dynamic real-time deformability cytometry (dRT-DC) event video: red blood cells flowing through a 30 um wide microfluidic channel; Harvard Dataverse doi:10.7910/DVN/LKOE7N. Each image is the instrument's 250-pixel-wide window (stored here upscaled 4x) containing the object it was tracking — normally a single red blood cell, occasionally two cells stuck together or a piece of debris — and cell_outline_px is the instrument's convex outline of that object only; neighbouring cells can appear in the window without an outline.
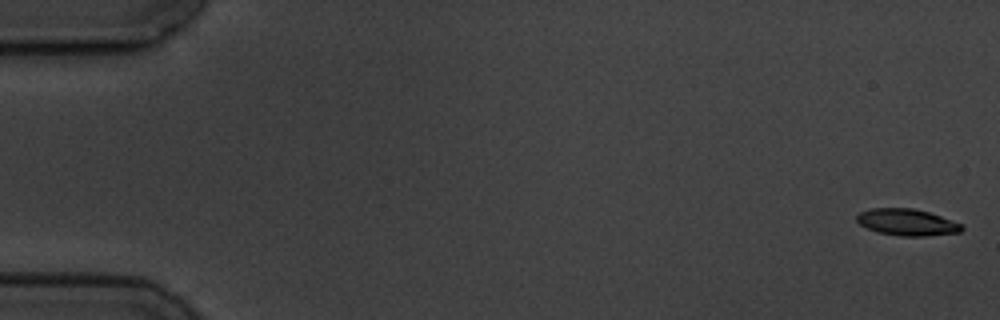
{"species": "common noctule bat (a hibernating species)", "species_latin": "Nyctalus noctula", "temperature_condition": "cold", "stored_images_in_passage": 6, "camera_frame_rate_fps": 3000, "um_per_image_px": 0.085, "animal": {"sex": "male", "body_mass_g": 19.5, "forearm_length_mm": 54.6}, "frame": {"image": 1, "passage_image": 1, "time_ms": 0.0, "image_size_px": [1000, 320], "cell_outline_px": [[964, 228], [960, 232], [928, 236], [900, 236], [880, 232], [868, 228], [860, 224], [856, 220], [856, 216], [860, 212], [872, 208], [912, 208], [928, 212], [940, 216], [960, 224]], "centroid_in_image_um": [77.08, 18.89], "position_along_channel_um": 7.9, "area_um2": 16.07}}
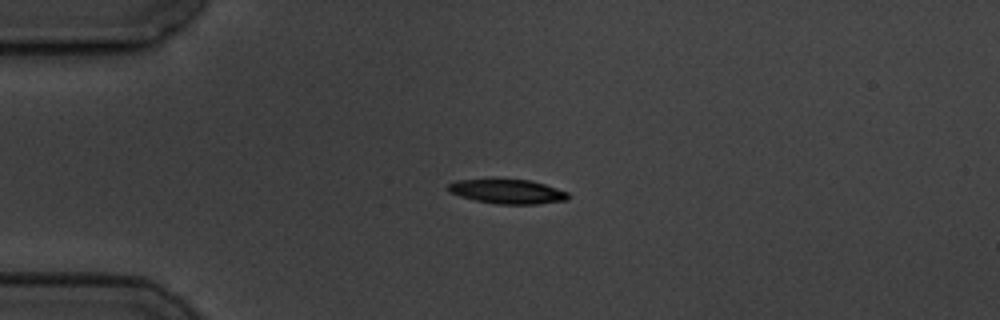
{"frame": {"image": 2, "passage_image": 4, "time_ms": 4.333, "image_size_px": [1000, 320], "cell_outline_px": [[568, 200], [536, 204], [496, 204], [476, 200], [460, 196], [448, 192], [448, 184], [456, 180], [492, 176], [532, 180], [568, 192]], "centroid_in_image_um": [43.06, 16.22], "position_along_channel_um": 41.9, "area_um2": 17.92}}
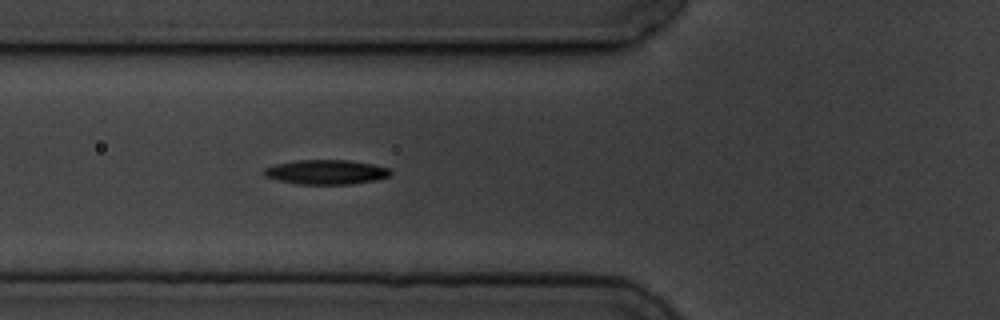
{"frame": {"image": 3, "passage_image": 6, "time_ms": 6.667, "image_size_px": [1000, 320], "cell_outline_px": [[392, 176], [376, 180], [352, 184], [300, 184], [280, 180], [264, 176], [264, 168], [276, 164], [296, 160], [348, 160], [372, 164], [392, 168]], "centroid_in_image_um": [27.79, 14.62], "position_along_channel_um": 98.0, "area_um2": 18.15}}